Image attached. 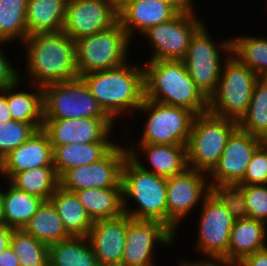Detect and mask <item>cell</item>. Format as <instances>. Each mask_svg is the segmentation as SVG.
Wrapping results in <instances>:
<instances>
[{"label": "cell", "instance_id": "cell-1", "mask_svg": "<svg viewBox=\"0 0 267 266\" xmlns=\"http://www.w3.org/2000/svg\"><path fill=\"white\" fill-rule=\"evenodd\" d=\"M22 45L28 83L43 88L79 77L75 41L62 30L27 36Z\"/></svg>", "mask_w": 267, "mask_h": 266}, {"label": "cell", "instance_id": "cell-2", "mask_svg": "<svg viewBox=\"0 0 267 266\" xmlns=\"http://www.w3.org/2000/svg\"><path fill=\"white\" fill-rule=\"evenodd\" d=\"M81 78L99 106L115 123L121 116H132L145 98L144 66L133 62L130 64L128 61L114 69L90 72Z\"/></svg>", "mask_w": 267, "mask_h": 266}, {"label": "cell", "instance_id": "cell-3", "mask_svg": "<svg viewBox=\"0 0 267 266\" xmlns=\"http://www.w3.org/2000/svg\"><path fill=\"white\" fill-rule=\"evenodd\" d=\"M144 62L145 99L183 107L195 115L208 111V99L189 76L183 60Z\"/></svg>", "mask_w": 267, "mask_h": 266}, {"label": "cell", "instance_id": "cell-4", "mask_svg": "<svg viewBox=\"0 0 267 266\" xmlns=\"http://www.w3.org/2000/svg\"><path fill=\"white\" fill-rule=\"evenodd\" d=\"M121 183L125 214L132 219L156 220L167 225V178L143 169L128 155ZM131 202L137 206H129Z\"/></svg>", "mask_w": 267, "mask_h": 266}, {"label": "cell", "instance_id": "cell-5", "mask_svg": "<svg viewBox=\"0 0 267 266\" xmlns=\"http://www.w3.org/2000/svg\"><path fill=\"white\" fill-rule=\"evenodd\" d=\"M237 128V121L210 111L195 115L187 143L188 168L209 174Z\"/></svg>", "mask_w": 267, "mask_h": 266}, {"label": "cell", "instance_id": "cell-6", "mask_svg": "<svg viewBox=\"0 0 267 266\" xmlns=\"http://www.w3.org/2000/svg\"><path fill=\"white\" fill-rule=\"evenodd\" d=\"M206 26L204 23L192 36L183 62L191 79L209 100L218 87L224 62L232 54V45L231 38L215 42Z\"/></svg>", "mask_w": 267, "mask_h": 266}, {"label": "cell", "instance_id": "cell-7", "mask_svg": "<svg viewBox=\"0 0 267 266\" xmlns=\"http://www.w3.org/2000/svg\"><path fill=\"white\" fill-rule=\"evenodd\" d=\"M259 77L234 55L224 62L218 87L208 100V111L239 122L247 113Z\"/></svg>", "mask_w": 267, "mask_h": 266}, {"label": "cell", "instance_id": "cell-8", "mask_svg": "<svg viewBox=\"0 0 267 266\" xmlns=\"http://www.w3.org/2000/svg\"><path fill=\"white\" fill-rule=\"evenodd\" d=\"M75 44L79 77L94 71L114 69L130 60L131 40L119 22L105 31L83 37Z\"/></svg>", "mask_w": 267, "mask_h": 266}, {"label": "cell", "instance_id": "cell-9", "mask_svg": "<svg viewBox=\"0 0 267 266\" xmlns=\"http://www.w3.org/2000/svg\"><path fill=\"white\" fill-rule=\"evenodd\" d=\"M136 112L146 118L137 144L187 145L195 117L190 110L144 98Z\"/></svg>", "mask_w": 267, "mask_h": 266}, {"label": "cell", "instance_id": "cell-10", "mask_svg": "<svg viewBox=\"0 0 267 266\" xmlns=\"http://www.w3.org/2000/svg\"><path fill=\"white\" fill-rule=\"evenodd\" d=\"M44 119L110 118L81 77L43 87Z\"/></svg>", "mask_w": 267, "mask_h": 266}, {"label": "cell", "instance_id": "cell-11", "mask_svg": "<svg viewBox=\"0 0 267 266\" xmlns=\"http://www.w3.org/2000/svg\"><path fill=\"white\" fill-rule=\"evenodd\" d=\"M197 13L178 12L170 20L144 32L142 36L152 49L147 61L183 60L192 36L205 23Z\"/></svg>", "mask_w": 267, "mask_h": 266}, {"label": "cell", "instance_id": "cell-12", "mask_svg": "<svg viewBox=\"0 0 267 266\" xmlns=\"http://www.w3.org/2000/svg\"><path fill=\"white\" fill-rule=\"evenodd\" d=\"M176 234L163 222L132 219L126 214V245L122 262L127 266H157L154 260L157 245H174Z\"/></svg>", "mask_w": 267, "mask_h": 266}, {"label": "cell", "instance_id": "cell-13", "mask_svg": "<svg viewBox=\"0 0 267 266\" xmlns=\"http://www.w3.org/2000/svg\"><path fill=\"white\" fill-rule=\"evenodd\" d=\"M209 194L208 174L202 171L187 168L167 178V226L176 234L178 225L190 217Z\"/></svg>", "mask_w": 267, "mask_h": 266}, {"label": "cell", "instance_id": "cell-14", "mask_svg": "<svg viewBox=\"0 0 267 266\" xmlns=\"http://www.w3.org/2000/svg\"><path fill=\"white\" fill-rule=\"evenodd\" d=\"M118 144L101 160L73 167L59 178V186L75 192L88 188L122 187V167L128 148Z\"/></svg>", "mask_w": 267, "mask_h": 266}, {"label": "cell", "instance_id": "cell-15", "mask_svg": "<svg viewBox=\"0 0 267 266\" xmlns=\"http://www.w3.org/2000/svg\"><path fill=\"white\" fill-rule=\"evenodd\" d=\"M199 215L196 251L202 258H221L227 262L230 234L235 220L211 194L203 201Z\"/></svg>", "mask_w": 267, "mask_h": 266}, {"label": "cell", "instance_id": "cell-16", "mask_svg": "<svg viewBox=\"0 0 267 266\" xmlns=\"http://www.w3.org/2000/svg\"><path fill=\"white\" fill-rule=\"evenodd\" d=\"M118 22V12L106 0H68L62 31L77 41L105 31Z\"/></svg>", "mask_w": 267, "mask_h": 266}, {"label": "cell", "instance_id": "cell-17", "mask_svg": "<svg viewBox=\"0 0 267 266\" xmlns=\"http://www.w3.org/2000/svg\"><path fill=\"white\" fill-rule=\"evenodd\" d=\"M260 146V137L238 127L228 138L218 164L208 174L209 184H239L245 176L253 154Z\"/></svg>", "mask_w": 267, "mask_h": 266}, {"label": "cell", "instance_id": "cell-18", "mask_svg": "<svg viewBox=\"0 0 267 266\" xmlns=\"http://www.w3.org/2000/svg\"><path fill=\"white\" fill-rule=\"evenodd\" d=\"M111 118L44 119L43 130L52 146L113 141ZM112 139V140H111Z\"/></svg>", "mask_w": 267, "mask_h": 266}, {"label": "cell", "instance_id": "cell-19", "mask_svg": "<svg viewBox=\"0 0 267 266\" xmlns=\"http://www.w3.org/2000/svg\"><path fill=\"white\" fill-rule=\"evenodd\" d=\"M39 167H54L53 148L43 129L37 130L0 161V177L9 181L18 172Z\"/></svg>", "mask_w": 267, "mask_h": 266}, {"label": "cell", "instance_id": "cell-20", "mask_svg": "<svg viewBox=\"0 0 267 266\" xmlns=\"http://www.w3.org/2000/svg\"><path fill=\"white\" fill-rule=\"evenodd\" d=\"M131 139L133 138H130V141L125 143L128 148L129 156H131V158H133L143 169L158 176L169 178L181 174L188 168L187 145H136ZM128 143L129 145H127ZM141 154L146 158V163H148L147 166L141 161Z\"/></svg>", "mask_w": 267, "mask_h": 266}, {"label": "cell", "instance_id": "cell-21", "mask_svg": "<svg viewBox=\"0 0 267 266\" xmlns=\"http://www.w3.org/2000/svg\"><path fill=\"white\" fill-rule=\"evenodd\" d=\"M87 238L100 266L122 261L126 245V214L94 221Z\"/></svg>", "mask_w": 267, "mask_h": 266}, {"label": "cell", "instance_id": "cell-22", "mask_svg": "<svg viewBox=\"0 0 267 266\" xmlns=\"http://www.w3.org/2000/svg\"><path fill=\"white\" fill-rule=\"evenodd\" d=\"M178 11L161 0H130L120 11L119 23L131 41L140 33V36L151 27L173 18ZM136 34V35H135Z\"/></svg>", "mask_w": 267, "mask_h": 266}, {"label": "cell", "instance_id": "cell-23", "mask_svg": "<svg viewBox=\"0 0 267 266\" xmlns=\"http://www.w3.org/2000/svg\"><path fill=\"white\" fill-rule=\"evenodd\" d=\"M267 224L252 218L236 220L230 234L227 262H241L267 247Z\"/></svg>", "mask_w": 267, "mask_h": 266}, {"label": "cell", "instance_id": "cell-24", "mask_svg": "<svg viewBox=\"0 0 267 266\" xmlns=\"http://www.w3.org/2000/svg\"><path fill=\"white\" fill-rule=\"evenodd\" d=\"M22 74L23 71L19 73V80L13 85L7 86V103L11 117L15 121L24 123L43 124V88L30 84L31 92L28 89L24 91L19 86L24 81Z\"/></svg>", "mask_w": 267, "mask_h": 266}, {"label": "cell", "instance_id": "cell-25", "mask_svg": "<svg viewBox=\"0 0 267 266\" xmlns=\"http://www.w3.org/2000/svg\"><path fill=\"white\" fill-rule=\"evenodd\" d=\"M116 142H95L52 146L53 166L59 178L69 169L95 163L104 158Z\"/></svg>", "mask_w": 267, "mask_h": 266}, {"label": "cell", "instance_id": "cell-26", "mask_svg": "<svg viewBox=\"0 0 267 266\" xmlns=\"http://www.w3.org/2000/svg\"><path fill=\"white\" fill-rule=\"evenodd\" d=\"M64 228L72 237H87L94 221L80 203L75 192L58 186L50 197Z\"/></svg>", "mask_w": 267, "mask_h": 266}, {"label": "cell", "instance_id": "cell-27", "mask_svg": "<svg viewBox=\"0 0 267 266\" xmlns=\"http://www.w3.org/2000/svg\"><path fill=\"white\" fill-rule=\"evenodd\" d=\"M75 193L93 221L116 218L124 213L122 187L88 188Z\"/></svg>", "mask_w": 267, "mask_h": 266}, {"label": "cell", "instance_id": "cell-28", "mask_svg": "<svg viewBox=\"0 0 267 266\" xmlns=\"http://www.w3.org/2000/svg\"><path fill=\"white\" fill-rule=\"evenodd\" d=\"M68 0H27L28 36L63 29Z\"/></svg>", "mask_w": 267, "mask_h": 266}, {"label": "cell", "instance_id": "cell-29", "mask_svg": "<svg viewBox=\"0 0 267 266\" xmlns=\"http://www.w3.org/2000/svg\"><path fill=\"white\" fill-rule=\"evenodd\" d=\"M23 230L48 246L72 237L50 200L43 201Z\"/></svg>", "mask_w": 267, "mask_h": 266}, {"label": "cell", "instance_id": "cell-30", "mask_svg": "<svg viewBox=\"0 0 267 266\" xmlns=\"http://www.w3.org/2000/svg\"><path fill=\"white\" fill-rule=\"evenodd\" d=\"M6 183L9 185L3 189L4 224L23 229L44 200L17 189L9 181Z\"/></svg>", "mask_w": 267, "mask_h": 266}, {"label": "cell", "instance_id": "cell-31", "mask_svg": "<svg viewBox=\"0 0 267 266\" xmlns=\"http://www.w3.org/2000/svg\"><path fill=\"white\" fill-rule=\"evenodd\" d=\"M49 266H100L87 237L49 245Z\"/></svg>", "mask_w": 267, "mask_h": 266}, {"label": "cell", "instance_id": "cell-32", "mask_svg": "<svg viewBox=\"0 0 267 266\" xmlns=\"http://www.w3.org/2000/svg\"><path fill=\"white\" fill-rule=\"evenodd\" d=\"M231 38L232 55L248 66L259 78H267V36Z\"/></svg>", "mask_w": 267, "mask_h": 266}, {"label": "cell", "instance_id": "cell-33", "mask_svg": "<svg viewBox=\"0 0 267 266\" xmlns=\"http://www.w3.org/2000/svg\"><path fill=\"white\" fill-rule=\"evenodd\" d=\"M9 182L21 191L47 201L59 186V176L54 167H39L18 172Z\"/></svg>", "mask_w": 267, "mask_h": 266}, {"label": "cell", "instance_id": "cell-34", "mask_svg": "<svg viewBox=\"0 0 267 266\" xmlns=\"http://www.w3.org/2000/svg\"><path fill=\"white\" fill-rule=\"evenodd\" d=\"M26 12L27 0H0V42L25 40L28 36Z\"/></svg>", "mask_w": 267, "mask_h": 266}, {"label": "cell", "instance_id": "cell-35", "mask_svg": "<svg viewBox=\"0 0 267 266\" xmlns=\"http://www.w3.org/2000/svg\"><path fill=\"white\" fill-rule=\"evenodd\" d=\"M238 127L258 137L267 131V78H259L255 83L247 113Z\"/></svg>", "mask_w": 267, "mask_h": 266}, {"label": "cell", "instance_id": "cell-36", "mask_svg": "<svg viewBox=\"0 0 267 266\" xmlns=\"http://www.w3.org/2000/svg\"><path fill=\"white\" fill-rule=\"evenodd\" d=\"M10 246L18 256L20 266H49V246L23 229H14Z\"/></svg>", "mask_w": 267, "mask_h": 266}, {"label": "cell", "instance_id": "cell-37", "mask_svg": "<svg viewBox=\"0 0 267 266\" xmlns=\"http://www.w3.org/2000/svg\"><path fill=\"white\" fill-rule=\"evenodd\" d=\"M42 128L43 124H30L13 119L0 122V161Z\"/></svg>", "mask_w": 267, "mask_h": 266}, {"label": "cell", "instance_id": "cell-38", "mask_svg": "<svg viewBox=\"0 0 267 266\" xmlns=\"http://www.w3.org/2000/svg\"><path fill=\"white\" fill-rule=\"evenodd\" d=\"M210 194L230 212L235 221L249 218L244 185H210Z\"/></svg>", "mask_w": 267, "mask_h": 266}, {"label": "cell", "instance_id": "cell-39", "mask_svg": "<svg viewBox=\"0 0 267 266\" xmlns=\"http://www.w3.org/2000/svg\"><path fill=\"white\" fill-rule=\"evenodd\" d=\"M244 197L249 218L267 223V184L244 185Z\"/></svg>", "mask_w": 267, "mask_h": 266}, {"label": "cell", "instance_id": "cell-40", "mask_svg": "<svg viewBox=\"0 0 267 266\" xmlns=\"http://www.w3.org/2000/svg\"><path fill=\"white\" fill-rule=\"evenodd\" d=\"M265 184H267V149L261 145L253 154L245 176L238 185Z\"/></svg>", "mask_w": 267, "mask_h": 266}, {"label": "cell", "instance_id": "cell-41", "mask_svg": "<svg viewBox=\"0 0 267 266\" xmlns=\"http://www.w3.org/2000/svg\"><path fill=\"white\" fill-rule=\"evenodd\" d=\"M3 44H7V42H0V90H3L7 86L13 85L17 80H19V73L21 70L16 68L12 61L8 58L4 53V49L2 48Z\"/></svg>", "mask_w": 267, "mask_h": 266}, {"label": "cell", "instance_id": "cell-42", "mask_svg": "<svg viewBox=\"0 0 267 266\" xmlns=\"http://www.w3.org/2000/svg\"><path fill=\"white\" fill-rule=\"evenodd\" d=\"M178 263V266H227V262L221 258H208L203 257V259L199 258V260H187L181 259Z\"/></svg>", "mask_w": 267, "mask_h": 266}, {"label": "cell", "instance_id": "cell-43", "mask_svg": "<svg viewBox=\"0 0 267 266\" xmlns=\"http://www.w3.org/2000/svg\"><path fill=\"white\" fill-rule=\"evenodd\" d=\"M241 263L244 266H267V247L246 256Z\"/></svg>", "mask_w": 267, "mask_h": 266}, {"label": "cell", "instance_id": "cell-44", "mask_svg": "<svg viewBox=\"0 0 267 266\" xmlns=\"http://www.w3.org/2000/svg\"><path fill=\"white\" fill-rule=\"evenodd\" d=\"M0 266H20L18 256L10 245L0 253Z\"/></svg>", "mask_w": 267, "mask_h": 266}, {"label": "cell", "instance_id": "cell-45", "mask_svg": "<svg viewBox=\"0 0 267 266\" xmlns=\"http://www.w3.org/2000/svg\"><path fill=\"white\" fill-rule=\"evenodd\" d=\"M173 6L178 12H196V0H161ZM195 3V4H194Z\"/></svg>", "mask_w": 267, "mask_h": 266}, {"label": "cell", "instance_id": "cell-46", "mask_svg": "<svg viewBox=\"0 0 267 266\" xmlns=\"http://www.w3.org/2000/svg\"><path fill=\"white\" fill-rule=\"evenodd\" d=\"M12 120L7 103V87L0 90V122Z\"/></svg>", "mask_w": 267, "mask_h": 266}, {"label": "cell", "instance_id": "cell-47", "mask_svg": "<svg viewBox=\"0 0 267 266\" xmlns=\"http://www.w3.org/2000/svg\"><path fill=\"white\" fill-rule=\"evenodd\" d=\"M14 229L5 224L0 225V253L10 245L11 234Z\"/></svg>", "mask_w": 267, "mask_h": 266}, {"label": "cell", "instance_id": "cell-48", "mask_svg": "<svg viewBox=\"0 0 267 266\" xmlns=\"http://www.w3.org/2000/svg\"><path fill=\"white\" fill-rule=\"evenodd\" d=\"M117 12H120L130 0H106Z\"/></svg>", "mask_w": 267, "mask_h": 266}, {"label": "cell", "instance_id": "cell-49", "mask_svg": "<svg viewBox=\"0 0 267 266\" xmlns=\"http://www.w3.org/2000/svg\"><path fill=\"white\" fill-rule=\"evenodd\" d=\"M4 224V213H3V188L0 189V225Z\"/></svg>", "mask_w": 267, "mask_h": 266}, {"label": "cell", "instance_id": "cell-50", "mask_svg": "<svg viewBox=\"0 0 267 266\" xmlns=\"http://www.w3.org/2000/svg\"><path fill=\"white\" fill-rule=\"evenodd\" d=\"M261 145L267 149V131L260 137Z\"/></svg>", "mask_w": 267, "mask_h": 266}, {"label": "cell", "instance_id": "cell-51", "mask_svg": "<svg viewBox=\"0 0 267 266\" xmlns=\"http://www.w3.org/2000/svg\"><path fill=\"white\" fill-rule=\"evenodd\" d=\"M103 266H127L124 262L120 261V262H115V263H109Z\"/></svg>", "mask_w": 267, "mask_h": 266}, {"label": "cell", "instance_id": "cell-52", "mask_svg": "<svg viewBox=\"0 0 267 266\" xmlns=\"http://www.w3.org/2000/svg\"><path fill=\"white\" fill-rule=\"evenodd\" d=\"M227 266H244L241 262H227Z\"/></svg>", "mask_w": 267, "mask_h": 266}]
</instances>
